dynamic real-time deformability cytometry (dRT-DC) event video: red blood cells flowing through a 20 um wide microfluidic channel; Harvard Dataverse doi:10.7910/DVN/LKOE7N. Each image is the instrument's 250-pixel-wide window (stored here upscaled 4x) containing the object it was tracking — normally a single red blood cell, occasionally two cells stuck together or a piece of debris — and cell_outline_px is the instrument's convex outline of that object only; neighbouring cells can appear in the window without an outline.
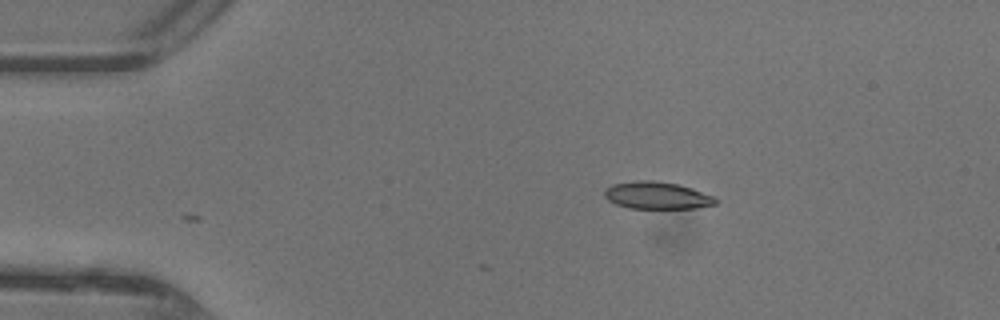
{"species": "common noctule bat (a hibernating species)", "species_latin": "Nyctalus noctula", "temperature_condition": "warm", "stored_images_in_passage": 3, "camera_frame_rate_fps": 3000, "um_per_image_px": 0.085, "animal": {"sex": "female"}, "frame": {"image": 1, "passage_image": 1, "time_ms": 0.0, "image_size_px": [1000, 320], "cell_outline_px": [[716, 204], [696, 208], [628, 208], [616, 204], [608, 200], [604, 196], [604, 188], [612, 184], [636, 180], [652, 180], [680, 184], [716, 196]], "centroid_in_image_um": [55.84, 16.6], "position_along_channel_um": 29.2, "area_um2": 17.86}}